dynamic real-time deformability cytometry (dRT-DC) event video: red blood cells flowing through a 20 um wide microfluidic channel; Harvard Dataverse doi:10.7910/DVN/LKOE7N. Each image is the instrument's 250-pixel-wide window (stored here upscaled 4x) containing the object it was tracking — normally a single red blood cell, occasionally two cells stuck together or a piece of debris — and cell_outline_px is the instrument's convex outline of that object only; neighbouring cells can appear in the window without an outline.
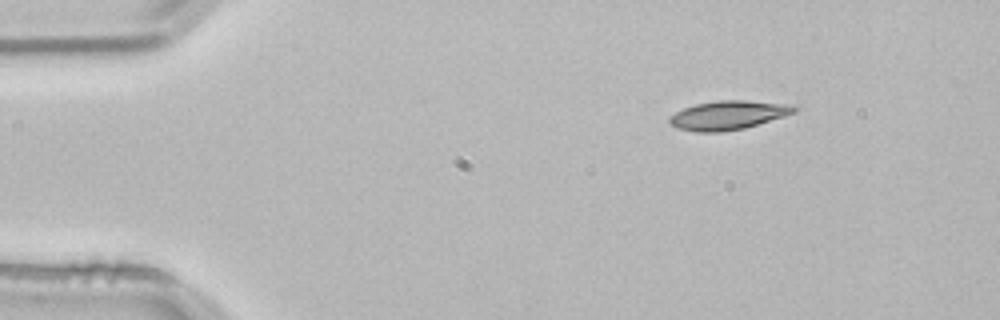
{"species": "common noctule bat (a hibernating species)", "species_latin": "Nyctalus noctula", "temperature_condition": "room temperature", "stored_images_in_passage": 4, "segment_of_instrument_passage": [1, 2], "camera_frame_rate_fps": 3000, "um_per_image_px": 0.085, "animal": {"sex": "male", "body_mass_g": 21.5, "forearm_length_mm": 52.0}, "frame": {"image": 1, "passage_image": 1, "time_ms": 0.0, "image_size_px": [1000, 320], "cell_outline_px": [[800, 108], [796, 112], [784, 116], [744, 128], [720, 132], [696, 132], [676, 128], [668, 120], [668, 116], [684, 108], [696, 104], [720, 100], [744, 100], [792, 104]], "centroid_in_image_um": [61.91, 9.78], "position_along_channel_um": 23.1, "area_um2": 21.04}}
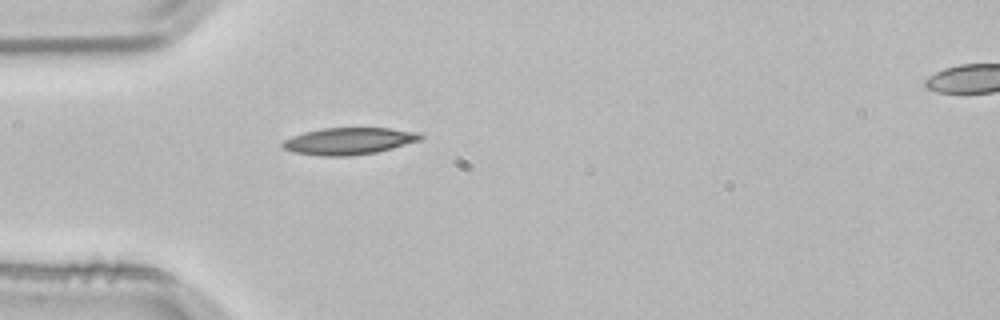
{"frame": {"image": 2, "passage_image": 3, "time_ms": 0.667, "image_size_px": [1000, 320], "cell_outline_px": [[424, 136], [420, 140], [392, 148], [376, 152], [348, 156], [324, 156], [296, 152], [284, 148], [280, 144], [284, 140], [292, 136], [304, 132], [324, 128], [388, 128], [420, 132]], "centroid_in_image_um": [29.68, 11.98], "position_along_channel_um": 55.3, "area_um2": 21.44}}